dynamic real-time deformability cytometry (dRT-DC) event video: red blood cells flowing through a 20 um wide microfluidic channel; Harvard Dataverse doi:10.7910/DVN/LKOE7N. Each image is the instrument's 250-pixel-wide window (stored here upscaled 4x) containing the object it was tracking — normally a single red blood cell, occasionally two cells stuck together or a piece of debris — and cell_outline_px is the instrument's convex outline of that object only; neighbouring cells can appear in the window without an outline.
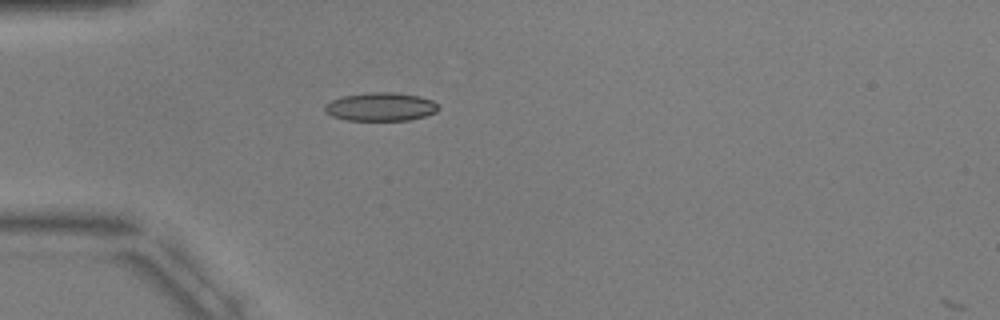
{"species": "common noctule bat (a hibernating species)", "species_latin": "Nyctalus noctula", "temperature_condition": "warm", "stored_images_in_passage": 1, "camera_frame_rate_fps": 3000, "um_per_image_px": 0.085, "animal": {"sex": "male", "body_mass_g": 17.9, "forearm_length_mm": 54.2}, "frame": {"image": 1, "passage_image": 1, "time_ms": 0.0, "image_size_px": [1000, 320], "cell_outline_px": [[440, 108], [436, 112], [424, 116], [408, 120], [344, 120], [332, 116], [324, 112], [324, 104], [332, 100], [344, 96], [372, 92], [396, 92], [420, 96], [432, 100]], "centroid_in_image_um": [32.34, 9.07], "position_along_channel_um": 52.7, "area_um2": 18.84}}